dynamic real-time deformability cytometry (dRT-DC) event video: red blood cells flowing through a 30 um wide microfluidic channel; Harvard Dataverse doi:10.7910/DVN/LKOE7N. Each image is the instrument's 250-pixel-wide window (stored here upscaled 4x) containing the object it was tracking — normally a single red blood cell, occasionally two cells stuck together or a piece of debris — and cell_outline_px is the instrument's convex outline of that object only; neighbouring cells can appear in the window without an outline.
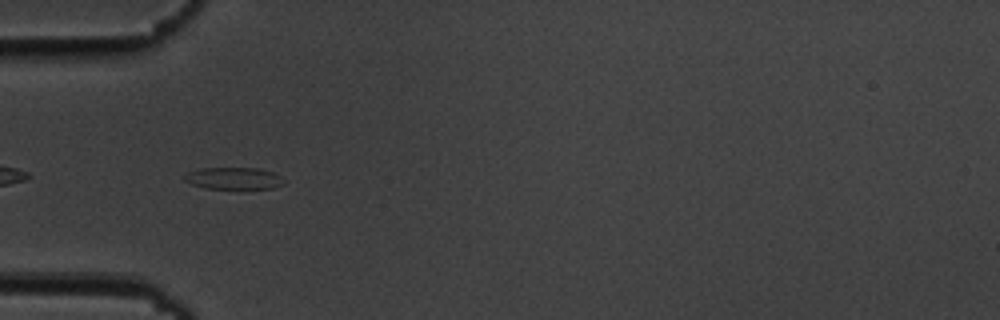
{"species": "common noctule bat (a hibernating species)", "species_latin": "Nyctalus noctula", "temperature_condition": "cold", "stored_images_in_passage": 41, "camera_frame_rate_fps": 3000, "um_per_image_px": 0.085, "animal": {"sex": "male", "body_mass_g": 19.5, "forearm_length_mm": 54.6}, "frame": {"image": 1, "passage_image": 3, "time_ms": 0.667, "image_size_px": [1000, 320], "cell_outline_px": [[284, 184], [272, 188], [204, 188], [192, 184], [184, 180], [184, 176], [188, 172], [200, 168], [260, 168], [272, 172], [280, 176], [284, 180]], "centroid_in_image_um": [19.86, 15.15], "position_along_channel_um": 65.1, "area_um2": 12.6}}
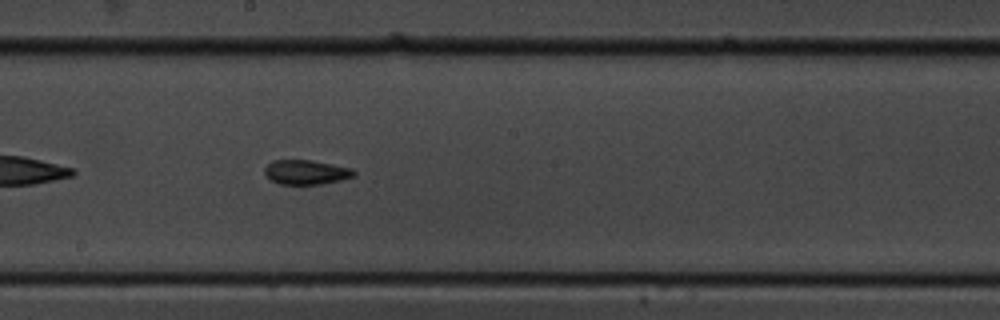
{"frame": {"image": 2, "passage_image": 16, "time_ms": 5.0, "image_size_px": [1000, 320], "cell_outline_px": [[356, 176], [340, 180], [320, 184], [280, 184], [272, 180], [264, 172], [264, 168], [272, 160], [312, 160], [352, 168], [356, 172]], "centroid_in_image_um": [26.04, 14.63], "position_along_channel_um": 222.2, "area_um2": 12.72}}
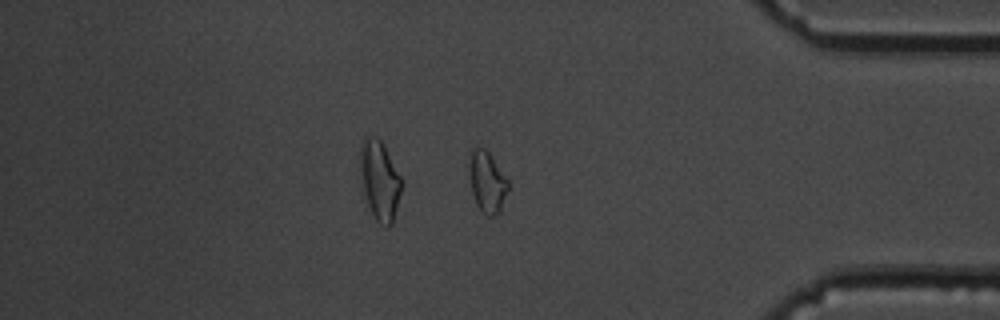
{"frame": {"image": 3, "passage_image": 32, "time_ms": 10.333, "image_size_px": [1000, 320], "cell_outline_px": [[508, 188], [500, 212], [496, 216], [488, 216], [476, 204], [472, 192], [468, 172], [468, 152], [476, 144], [484, 148], [488, 152], [508, 180]], "centroid_in_image_um": [41.36, 15.4], "position_along_channel_um": 393.8, "area_um2": 14.1}, "authors_computed_cell_mechanics": {"area_um2": 13.005, "velocity_mm_per_s": 3.6498, "shape_relaxation_time_tau1_ms": 6.3324, "shape_relaxation_time_tau2_ms": 2.7348, "deformation_change_tau1": 0.1346, "deformation_change_tau2": 0.0948}}